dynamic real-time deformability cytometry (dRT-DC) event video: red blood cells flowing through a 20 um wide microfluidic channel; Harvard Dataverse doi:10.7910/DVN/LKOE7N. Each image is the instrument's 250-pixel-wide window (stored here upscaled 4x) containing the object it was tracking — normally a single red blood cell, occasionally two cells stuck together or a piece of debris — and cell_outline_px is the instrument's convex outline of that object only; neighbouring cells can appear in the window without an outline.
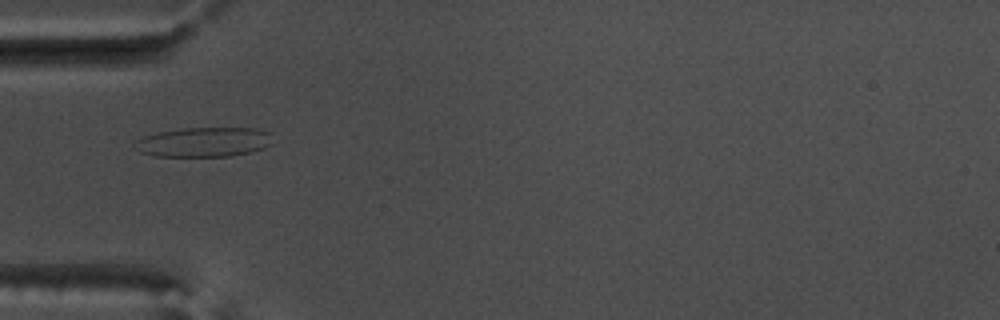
{"species": "common noctule bat (a hibernating species)", "species_latin": "Nyctalus noctula", "temperature_condition": "warm", "stored_images_in_passage": 54, "camera_frame_rate_fps": 3000, "um_per_image_px": 0.085, "animal": {"sex": "male", "body_mass_g": 17.5, "forearm_length_mm": 52.3}, "frame": {"image": 1, "passage_image": 17, "time_ms": 5.333, "image_size_px": [1000, 320], "cell_outline_px": [[272, 144], [264, 148], [232, 156], [156, 156], [140, 152], [132, 144], [136, 140], [144, 136], [160, 132], [184, 128], [256, 128], [268, 132]], "centroid_in_image_um": [17.31, 12.08], "position_along_channel_um": 67.7, "area_um2": 23.64}}
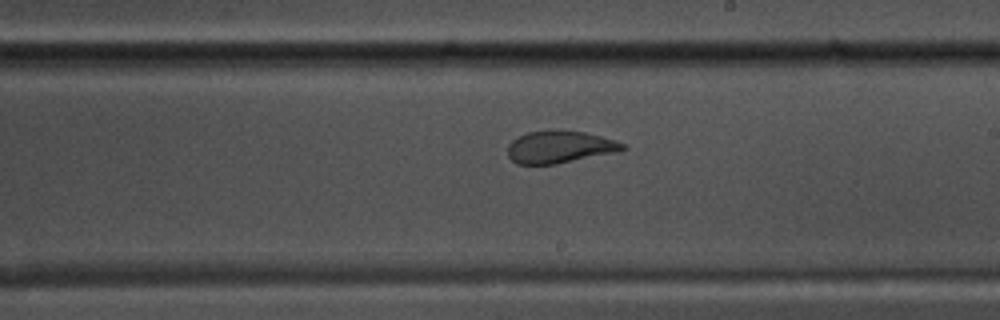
{"frame": {"image": 2, "passage_image": 31, "time_ms": 10.0, "image_size_px": [1000, 320], "cell_outline_px": [[628, 148], [612, 152], [556, 164], [516, 164], [508, 156], [508, 144], [512, 140], [528, 132], [584, 132], [616, 140], [624, 144]], "centroid_in_image_um": [47.54, 12.52], "position_along_channel_um": 241.5, "area_um2": 20.81}}
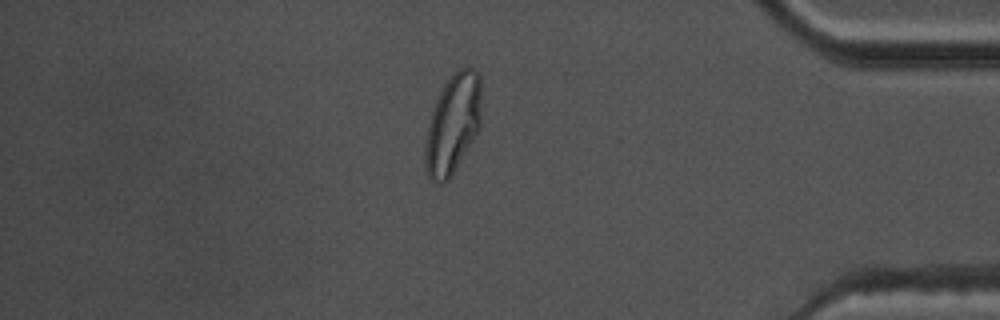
{"frame": {"image": 3, "passage_image": 46, "time_ms": 15.0, "image_size_px": [1000, 320], "cell_outline_px": [[480, 128], [452, 176], [448, 180], [440, 184], [436, 184], [428, 176], [424, 164], [424, 148], [428, 124], [436, 100], [444, 84], [460, 68], [472, 68], [480, 72]], "centroid_in_image_um": [38.48, 10.59], "position_along_channel_um": 396.7, "area_um2": 32.6}, "authors_computed_cell_mechanics": {"area_um2": 26.0967, "velocity_mm_per_s": 3.7409, "shape_relaxation_time_tau1_ms": null, "shape_relaxation_time_tau2_ms": 0.8058, "deformation_change_tau1": null, "deformation_change_tau2": 0.0695}}